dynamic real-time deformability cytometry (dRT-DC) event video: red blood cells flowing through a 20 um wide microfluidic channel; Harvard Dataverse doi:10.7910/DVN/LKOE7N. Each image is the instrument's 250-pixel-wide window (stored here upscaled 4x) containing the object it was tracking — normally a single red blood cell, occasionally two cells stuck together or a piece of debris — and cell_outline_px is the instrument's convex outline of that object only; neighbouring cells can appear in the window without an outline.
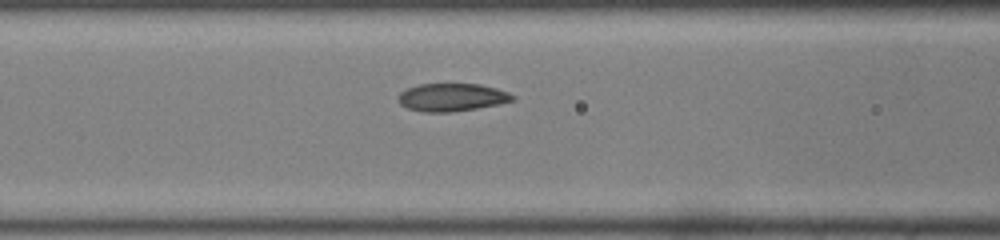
{"species": "common noctule bat (a hibernating species)", "species_latin": "Nyctalus noctula", "temperature_condition": "room temperature", "stored_images_in_passage": 18, "camera_frame_rate_fps": 3000, "um_per_image_px": 0.085, "animal": {"sex": "male", "body_mass_g": 19.0, "forearm_length_mm": 50.8}, "frame": {"image": 1, "passage_image": 13, "time_ms": 4.0, "image_size_px": [1000, 240], "cell_outline_px": [[516, 100], [500, 104], [452, 112], [424, 112], [408, 108], [400, 104], [396, 100], [400, 92], [408, 88], [420, 84], [480, 84], [496, 88], [508, 92], [516, 96]], "centroid_in_image_um": [38.43, 8.27], "position_along_channel_um": 128.2, "area_um2": 18.67}}
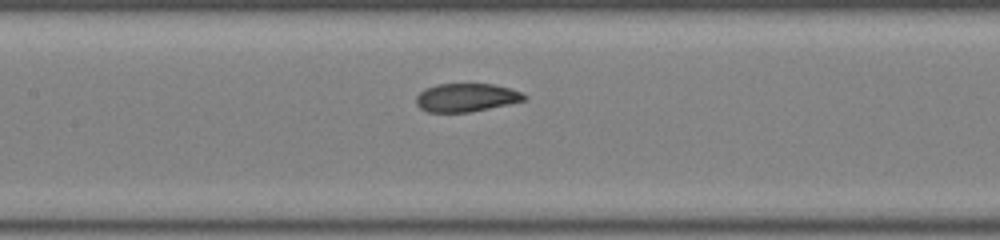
{"frame": {"image": 2, "passage_image": 16, "time_ms": 5.0, "image_size_px": [1000, 240], "cell_outline_px": [[528, 100], [468, 112], [428, 112], [420, 108], [416, 104], [416, 96], [424, 88], [436, 84], [492, 84], [508, 88], [520, 92], [528, 96]], "centroid_in_image_um": [39.61, 8.29], "position_along_channel_um": 167.8, "area_um2": 17.8}}